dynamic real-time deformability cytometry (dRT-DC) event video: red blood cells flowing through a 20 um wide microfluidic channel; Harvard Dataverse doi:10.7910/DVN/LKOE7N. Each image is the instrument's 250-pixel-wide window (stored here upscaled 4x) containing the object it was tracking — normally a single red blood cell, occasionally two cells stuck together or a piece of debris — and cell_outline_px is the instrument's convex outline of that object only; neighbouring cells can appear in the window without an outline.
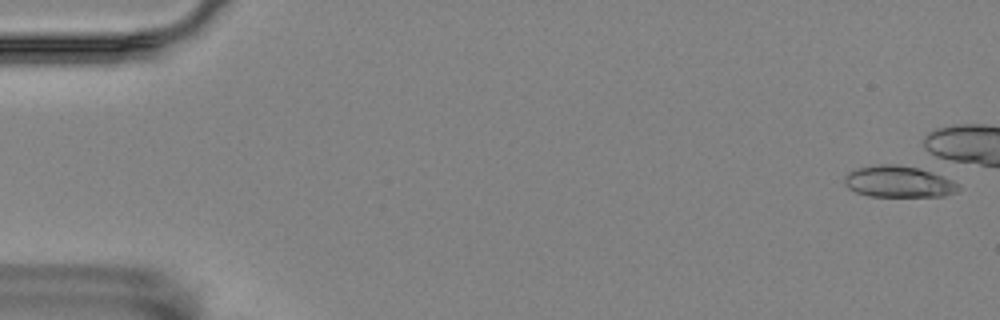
{"species": "Egyptian fruit bat (a non-hibernating species)", "species_latin": "Rousettus aegyptiacus", "temperature_condition": "room temperature", "stored_images_in_passage": 45, "camera_frame_rate_fps": 3000, "um_per_image_px": 0.085, "animal": {"sex": "female"}, "frame": {"image": 1, "passage_image": 2, "time_ms": 0.333, "image_size_px": [1000, 320], "cell_outline_px": [[948, 184], [944, 192], [936, 196], [872, 196], [860, 192], [852, 188], [848, 184], [848, 176], [852, 172], [864, 168], [916, 168], [928, 172], [944, 180]], "centroid_in_image_um": [76.2, 15.5], "position_along_channel_um": 8.8, "area_um2": 17.22}}
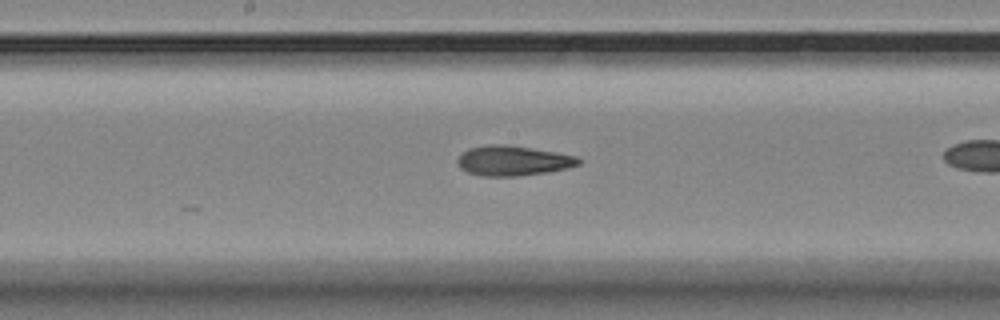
{"frame": {"image": 2, "passage_image": 30, "time_ms": 9.667, "image_size_px": [1000, 320], "cell_outline_px": [[580, 160], [576, 164], [564, 168], [540, 172], [504, 176], [488, 176], [472, 172], [464, 168], [460, 164], [460, 156], [464, 152], [472, 148], [524, 148], [572, 156]], "centroid_in_image_um": [43.61, 13.71], "position_along_channel_um": 204.6, "area_um2": 18.32}}
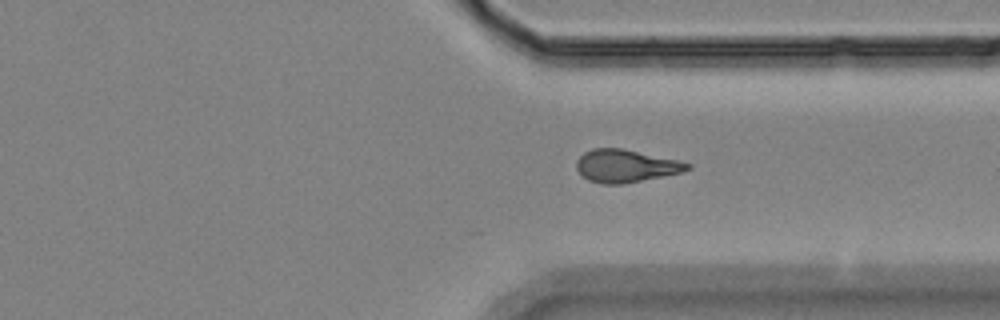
{"frame": {"image": 3, "passage_image": 43, "time_ms": 14.0, "image_size_px": [1000, 320], "cell_outline_px": [[688, 168], [680, 172], [616, 184], [608, 184], [592, 180], [584, 176], [576, 168], [576, 164], [580, 156], [584, 152], [596, 148], [620, 148], [672, 160], [688, 164]], "centroid_in_image_um": [53.07, 14.08], "position_along_channel_um": 358.3, "area_um2": 19.71}}